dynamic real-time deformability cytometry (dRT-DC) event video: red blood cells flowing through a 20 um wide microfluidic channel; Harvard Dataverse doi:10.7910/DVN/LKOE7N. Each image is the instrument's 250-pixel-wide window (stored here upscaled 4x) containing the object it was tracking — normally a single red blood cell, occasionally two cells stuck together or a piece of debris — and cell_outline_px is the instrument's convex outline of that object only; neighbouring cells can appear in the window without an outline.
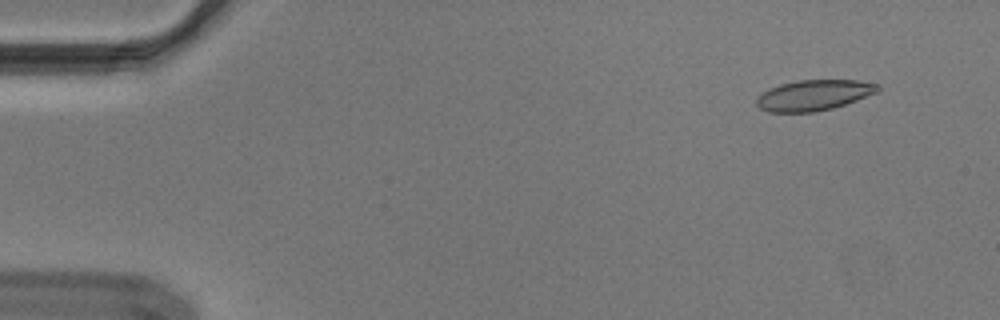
{"species": "Egyptian fruit bat (a non-hibernating species)", "species_latin": "Rousettus aegyptiacus", "temperature_condition": "cold", "stored_images_in_passage": 52, "camera_frame_rate_fps": 3000, "um_per_image_px": 0.085, "animal": {"sex": "male"}, "frame": {"image": 1, "passage_image": 2, "time_ms": 0.333, "image_size_px": [1000, 320], "cell_outline_px": [[880, 88], [876, 92], [856, 100], [832, 108], [816, 112], [768, 112], [760, 108], [756, 104], [756, 96], [780, 84], [796, 80], [860, 80], [880, 84]], "centroid_in_image_um": [69.16, 8.08], "position_along_channel_um": 15.8, "area_um2": 21.56}}
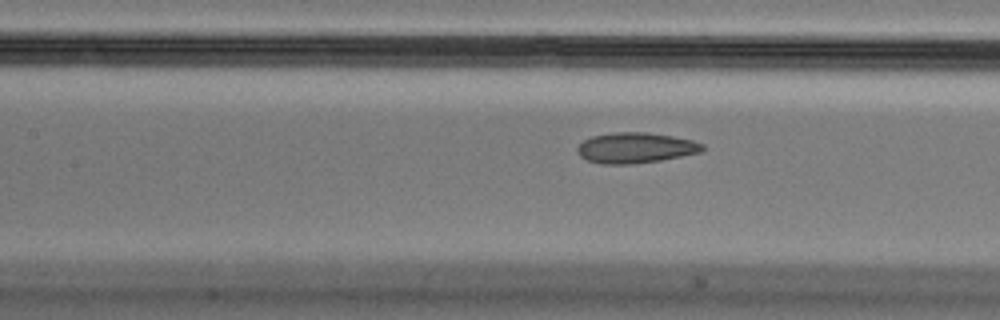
{"frame": {"image": 2, "passage_image": 22, "time_ms": 7.0, "image_size_px": [1000, 320], "cell_outline_px": [[704, 148], [700, 152], [660, 160], [632, 164], [600, 164], [588, 160], [580, 156], [576, 152], [576, 148], [584, 140], [592, 136], [612, 132], [644, 132], [672, 136], [692, 140], [704, 144]], "centroid_in_image_um": [53.98, 12.56], "position_along_channel_um": 153.4, "area_um2": 22.2}}
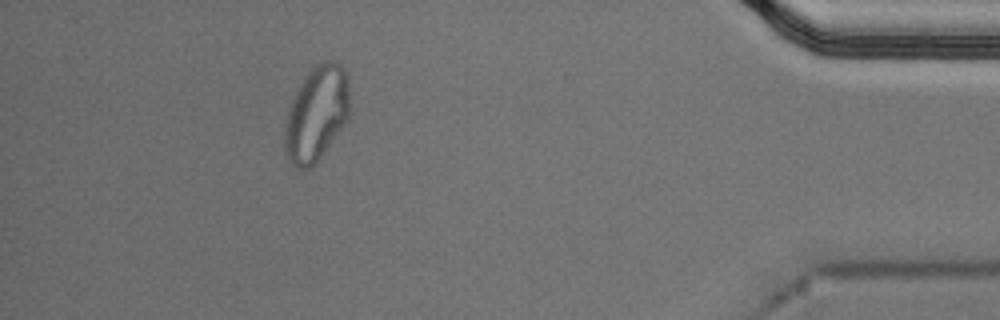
{"frame": {"image": 3, "passage_image": 47, "time_ms": 15.333, "image_size_px": [1000, 320], "cell_outline_px": [[348, 120], [316, 164], [308, 168], [296, 168], [292, 164], [284, 152], [284, 128], [288, 112], [292, 100], [300, 84], [308, 72], [316, 64], [324, 60], [332, 60], [340, 64], [344, 68], [348, 76]], "centroid_in_image_um": [26.9, 9.68], "position_along_channel_um": 408.3, "area_um2": 36.01}, "authors_computed_cell_mechanics": {"area_um2": 22.4842, "velocity_mm_per_s": 3.6533, "shape_relaxation_time_tau1_ms": null, "shape_relaxation_time_tau2_ms": 2.3914, "deformation_change_tau1": null, "deformation_change_tau2": 0.0701}}